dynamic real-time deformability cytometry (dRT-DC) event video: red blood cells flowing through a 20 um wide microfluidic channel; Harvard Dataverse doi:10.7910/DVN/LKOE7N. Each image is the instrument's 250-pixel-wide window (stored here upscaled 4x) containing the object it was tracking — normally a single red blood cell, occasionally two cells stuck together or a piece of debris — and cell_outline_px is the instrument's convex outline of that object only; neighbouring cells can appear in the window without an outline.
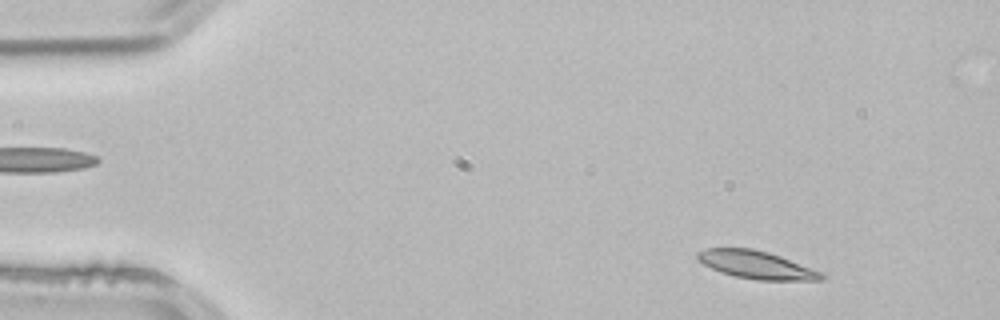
{"species": "common noctule bat (a hibernating species)", "species_latin": "Nyctalus noctula", "temperature_condition": "room temperature", "stored_images_in_passage": 4, "camera_frame_rate_fps": 3000, "um_per_image_px": 0.085, "animal": {"sex": "male", "body_mass_g": 21.5, "forearm_length_mm": 52.0}, "frame": {"image": 1, "passage_image": 1, "time_ms": 0.0, "image_size_px": [1000, 320], "cell_outline_px": [[824, 280], [756, 280], [736, 276], [720, 272], [696, 260], [696, 252], [704, 248], [752, 248], [768, 252], [780, 256], [824, 272]], "centroid_in_image_um": [64.28, 22.5], "position_along_channel_um": 20.7, "area_um2": 20.23}}
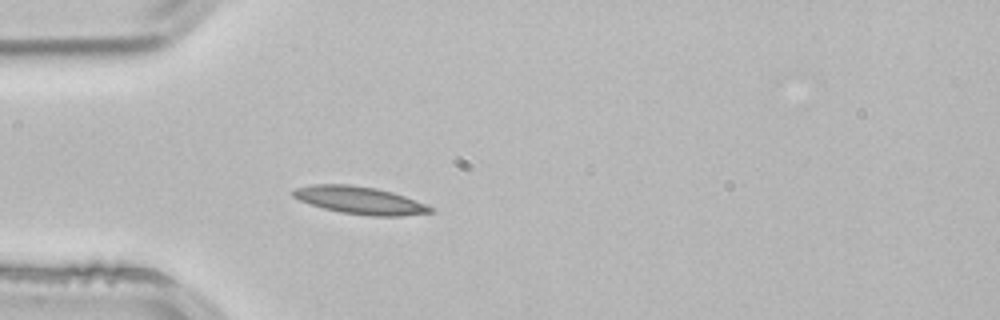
{"frame": {"image": 2, "passage_image": 3, "time_ms": 0.667, "image_size_px": [1000, 320], "cell_outline_px": [[436, 212], [400, 216], [372, 216], [340, 212], [324, 208], [300, 200], [292, 196], [292, 188], [312, 184], [348, 184], [376, 188], [392, 192], [404, 196], [436, 208]], "centroid_in_image_um": [30.6, 17.02], "position_along_channel_um": 54.4, "area_um2": 22.08}}